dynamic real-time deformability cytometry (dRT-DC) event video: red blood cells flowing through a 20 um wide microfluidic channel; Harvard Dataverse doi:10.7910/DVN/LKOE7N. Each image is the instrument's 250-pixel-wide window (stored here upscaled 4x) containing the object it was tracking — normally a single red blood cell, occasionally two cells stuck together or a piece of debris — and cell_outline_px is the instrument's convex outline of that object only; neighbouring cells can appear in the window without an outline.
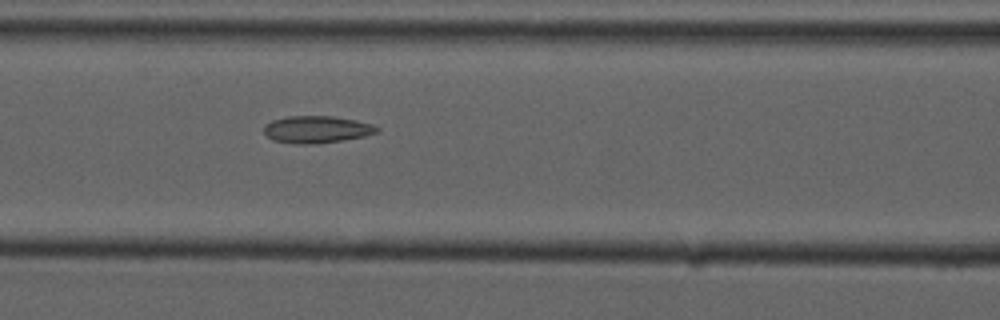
{"species": "common noctule bat (a hibernating species)", "species_latin": "Nyctalus noctula", "temperature_condition": "cold", "stored_images_in_passage": 4, "camera_frame_rate_fps": 3000, "um_per_image_px": 0.085, "animal": {"sex": "male", "forearm_length_mm": 52.5}, "frame": {"image": 1, "passage_image": 4, "time_ms": 3.333, "image_size_px": [1000, 320], "cell_outline_px": [[380, 132], [364, 136], [344, 140], [312, 144], [296, 144], [272, 140], [264, 132], [264, 124], [272, 120], [288, 116], [332, 116], [356, 120], [372, 124], [380, 128]], "centroid_in_image_um": [26.93, 11.0], "position_along_channel_um": 139.7, "area_um2": 17.98}}